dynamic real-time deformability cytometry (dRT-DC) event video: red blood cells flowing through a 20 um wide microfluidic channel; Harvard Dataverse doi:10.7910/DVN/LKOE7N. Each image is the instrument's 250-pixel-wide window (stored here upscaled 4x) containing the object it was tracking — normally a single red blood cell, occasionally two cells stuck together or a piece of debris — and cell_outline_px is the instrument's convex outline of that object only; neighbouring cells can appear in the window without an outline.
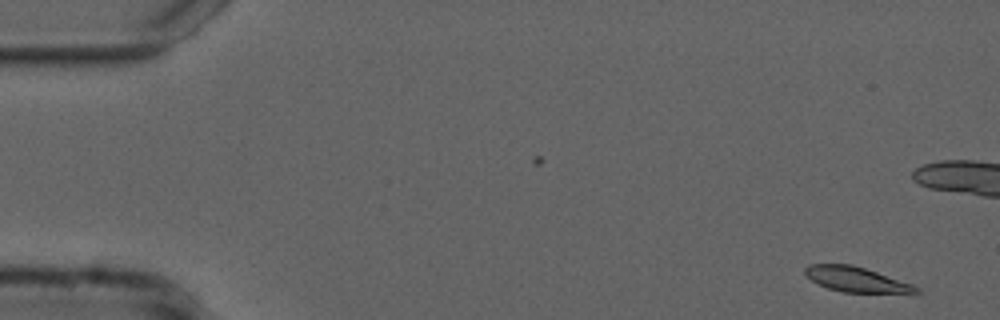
{"species": "common noctule bat (a hibernating species)", "species_latin": "Nyctalus noctula", "temperature_condition": "cold", "stored_images_in_passage": 54, "camera_frame_rate_fps": 3000, "um_per_image_px": 0.085, "animal": {"sex": "male", "forearm_length_mm": 52.5}, "frame": {"image": 1, "passage_image": 1, "time_ms": 0.0, "image_size_px": [1000, 320], "cell_outline_px": [[920, 292], [844, 292], [828, 288], [812, 280], [804, 272], [804, 268], [808, 264], [852, 264], [912, 284], [920, 288]], "centroid_in_image_um": [72.74, 23.73], "position_along_channel_um": 12.3, "area_um2": 15.72}}
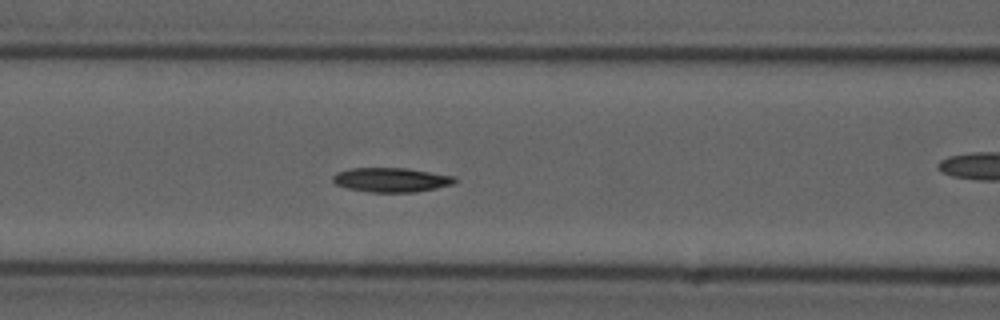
{"frame": {"image": 2, "passage_image": 21, "time_ms": 6.667, "image_size_px": [1000, 320], "cell_outline_px": [[456, 180], [452, 184], [436, 188], [416, 192], [372, 192], [348, 188], [336, 184], [332, 180], [332, 176], [336, 172], [348, 168], [408, 168], [456, 176]], "centroid_in_image_um": [33.25, 15.27], "position_along_channel_um": 133.3, "area_um2": 17.34}}
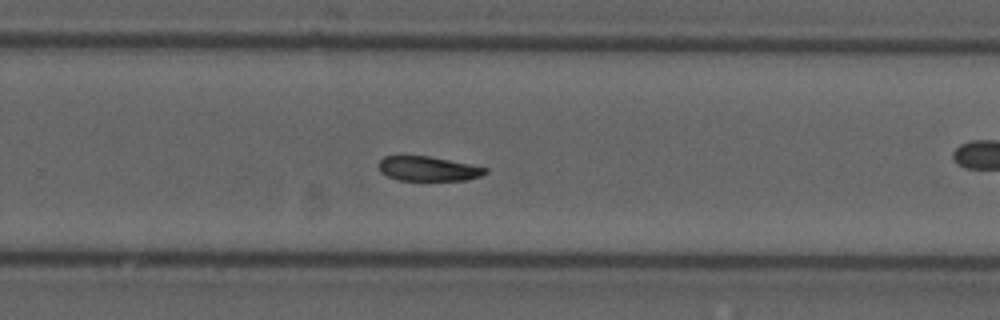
{"frame": {"image": 3, "passage_image": 34, "time_ms": 11.0, "image_size_px": [1000, 320], "cell_outline_px": [[488, 172], [480, 176], [468, 180], [396, 180], [380, 172], [380, 160], [384, 156], [428, 156], [488, 168]], "centroid_in_image_um": [36.4, 14.35], "position_along_channel_um": 293.4, "area_um2": 15.09}}